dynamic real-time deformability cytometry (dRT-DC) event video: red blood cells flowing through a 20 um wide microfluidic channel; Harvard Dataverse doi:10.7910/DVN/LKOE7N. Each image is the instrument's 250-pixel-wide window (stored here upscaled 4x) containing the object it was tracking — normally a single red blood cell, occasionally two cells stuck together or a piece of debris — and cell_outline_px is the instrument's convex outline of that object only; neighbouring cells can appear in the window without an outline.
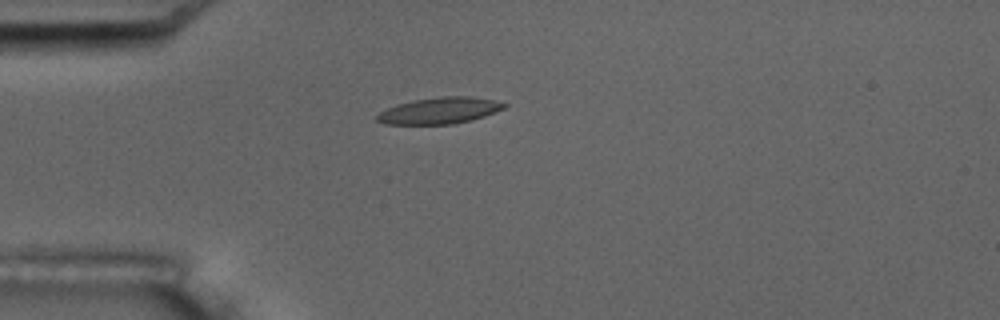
{"species": "common noctule bat (a hibernating species)", "species_latin": "Nyctalus noctula", "temperature_condition": "room temperature", "stored_images_in_passage": 6, "camera_frame_rate_fps": 3000, "um_per_image_px": 0.085, "animal": {"sex": "male", "body_mass_g": 17.5, "forearm_length_mm": 52.3}, "frame": {"image": 1, "passage_image": 5, "time_ms": 4.667, "image_size_px": [1000, 320], "cell_outline_px": [[508, 104], [504, 108], [484, 116], [452, 124], [384, 124], [376, 120], [376, 116], [380, 112], [396, 104], [412, 100], [440, 96], [468, 96], [492, 100]], "centroid_in_image_um": [37.32, 9.39], "position_along_channel_um": 47.7, "area_um2": 19.36}}